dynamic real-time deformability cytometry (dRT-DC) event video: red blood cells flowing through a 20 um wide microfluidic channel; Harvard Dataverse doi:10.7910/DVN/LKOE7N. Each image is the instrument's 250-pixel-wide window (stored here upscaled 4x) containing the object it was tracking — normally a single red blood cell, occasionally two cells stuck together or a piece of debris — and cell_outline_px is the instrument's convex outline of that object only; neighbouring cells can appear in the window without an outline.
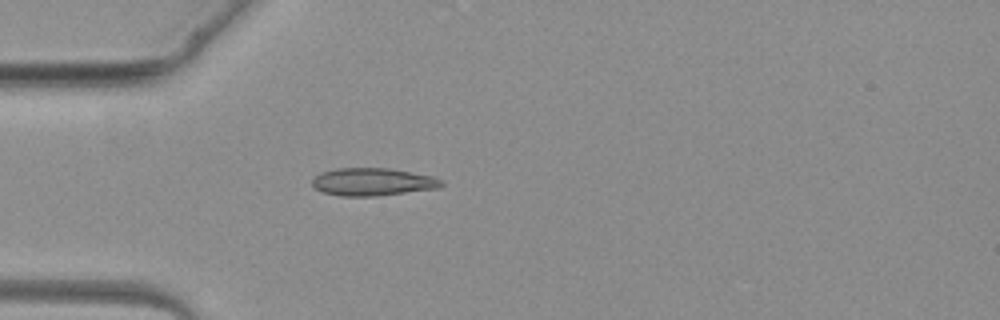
{"species": "common noctule bat (a hibernating species)", "species_latin": "Nyctalus noctula", "temperature_condition": "warm", "stored_images_in_passage": 2, "camera_frame_rate_fps": 3000, "um_per_image_px": 0.085, "animal": {"sex": "female", "body_mass_g": 19.3, "forearm_length_mm": 54.1}, "frame": {"image": 1, "passage_image": 2, "time_ms": 1.333, "image_size_px": [1000, 320], "cell_outline_px": [[444, 184], [440, 188], [376, 196], [340, 196], [320, 192], [312, 184], [312, 180], [316, 176], [324, 172], [336, 168], [388, 168], [432, 176], [444, 180]], "centroid_in_image_um": [31.7, 15.47], "position_along_channel_um": 53.3, "area_um2": 20.87}}